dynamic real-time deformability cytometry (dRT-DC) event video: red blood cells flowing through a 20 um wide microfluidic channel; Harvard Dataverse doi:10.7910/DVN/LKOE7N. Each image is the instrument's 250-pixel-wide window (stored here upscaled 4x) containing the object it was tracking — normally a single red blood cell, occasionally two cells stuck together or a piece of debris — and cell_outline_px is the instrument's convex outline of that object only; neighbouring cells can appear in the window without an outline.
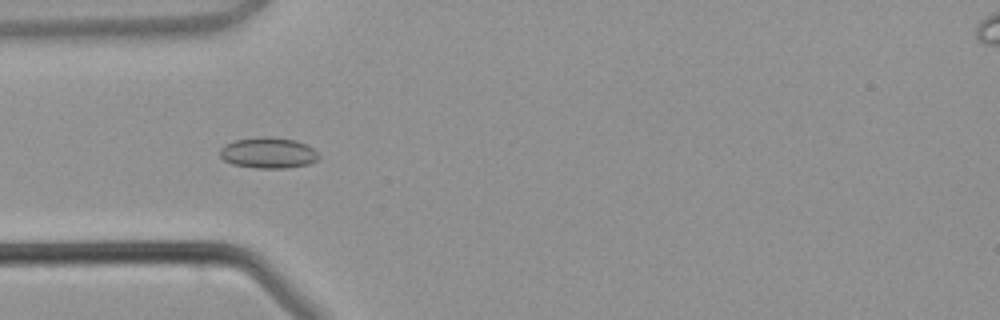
{"species": "common noctule bat (a hibernating species)", "species_latin": "Nyctalus noctula", "temperature_condition": "warm", "stored_images_in_passage": 2, "camera_frame_rate_fps": 3000, "um_per_image_px": 0.085, "animal": {"sex": "male", "body_mass_g": 21.5, "forearm_length_mm": 52.0}, "frame": {"image": 1, "passage_image": 2, "time_ms": 1.333, "image_size_px": [1000, 320], "cell_outline_px": [[320, 156], [316, 160], [308, 164], [288, 168], [256, 168], [232, 164], [224, 160], [220, 156], [220, 148], [224, 144], [236, 140], [264, 136], [268, 136], [296, 140], [312, 148]], "centroid_in_image_um": [22.78, 12.99], "position_along_channel_um": 62.2, "area_um2": 17.74}}